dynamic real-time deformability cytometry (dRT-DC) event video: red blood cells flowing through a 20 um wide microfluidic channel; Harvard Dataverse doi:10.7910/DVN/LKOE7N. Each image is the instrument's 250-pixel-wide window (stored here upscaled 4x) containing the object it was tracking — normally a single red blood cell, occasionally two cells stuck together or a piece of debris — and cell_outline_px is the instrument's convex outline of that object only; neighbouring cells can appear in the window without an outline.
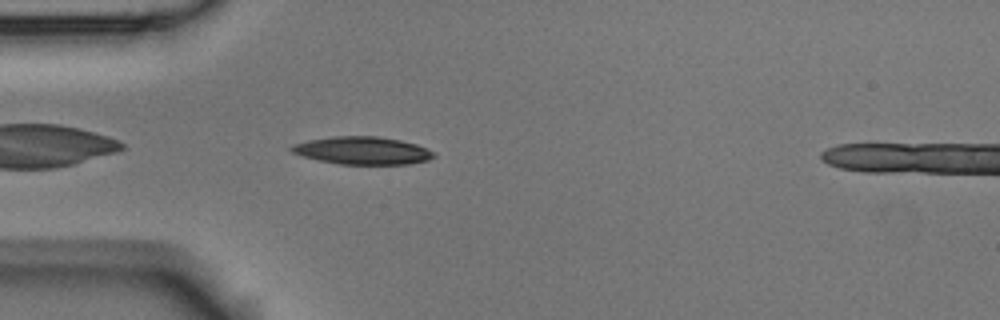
{"species": "Egyptian fruit bat (a non-hibernating species)", "species_latin": "Rousettus aegyptiacus", "temperature_condition": "room temperature", "stored_images_in_passage": 5, "camera_frame_rate_fps": 3000, "um_per_image_px": 0.085, "animal": {"sex": "male"}, "frame": {"image": 1, "passage_image": 5, "time_ms": 1.333, "image_size_px": [1000, 320], "cell_outline_px": [[436, 156], [428, 160], [408, 164], [340, 164], [316, 160], [292, 152], [288, 148], [292, 144], [308, 140], [332, 136], [376, 136], [400, 140], [416, 144], [436, 152]], "centroid_in_image_um": [30.8, 12.79], "position_along_channel_um": 54.2, "area_um2": 23.06}}